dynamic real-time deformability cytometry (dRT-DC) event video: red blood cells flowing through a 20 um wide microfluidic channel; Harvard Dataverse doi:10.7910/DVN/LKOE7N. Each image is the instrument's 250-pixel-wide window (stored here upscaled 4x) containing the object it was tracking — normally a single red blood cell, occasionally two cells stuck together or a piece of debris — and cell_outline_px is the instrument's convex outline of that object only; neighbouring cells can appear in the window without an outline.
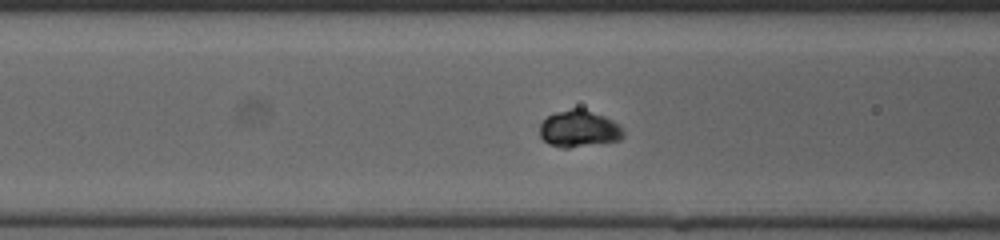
{"species": "human", "species_latin": "Homo sapiens", "temperature_condition": "cold", "stored_images_in_passage": 39, "camera_frame_rate_fps": 3000, "um_per_image_px": 0.085, "donor": {"sex": "female"}, "frame": {"image": 1, "passage_image": 12, "time_ms": 3.667, "image_size_px": [1000, 240], "cell_outline_px": [[624, 136], [620, 140], [568, 148], [564, 148], [552, 144], [544, 140], [540, 136], [540, 124], [548, 116], [556, 112], [572, 108], [584, 108], [604, 116], [612, 120], [624, 132]], "centroid_in_image_um": [49.21, 10.93], "position_along_channel_um": 117.4, "area_um2": 17.69}}
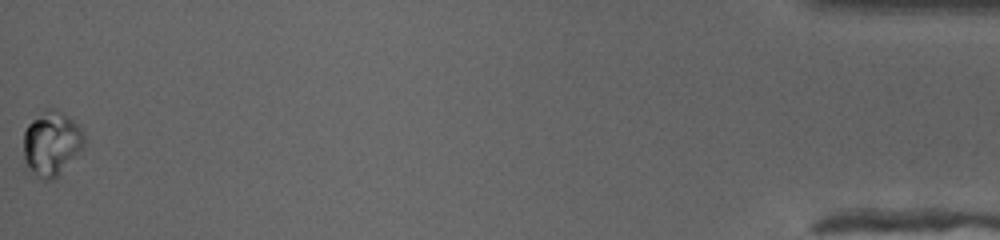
{"frame": {"image": 2, "passage_image": 39, "time_ms": 12.667, "image_size_px": [1000, 240], "cell_outline_px": [[84, 144], [56, 180], [32, 180], [24, 172], [24, 132], [28, 124], [44, 108], [56, 108], [68, 116], [84, 132]], "centroid_in_image_um": [4.3, 12.28], "position_along_channel_um": 430.9, "area_um2": 23.64}}